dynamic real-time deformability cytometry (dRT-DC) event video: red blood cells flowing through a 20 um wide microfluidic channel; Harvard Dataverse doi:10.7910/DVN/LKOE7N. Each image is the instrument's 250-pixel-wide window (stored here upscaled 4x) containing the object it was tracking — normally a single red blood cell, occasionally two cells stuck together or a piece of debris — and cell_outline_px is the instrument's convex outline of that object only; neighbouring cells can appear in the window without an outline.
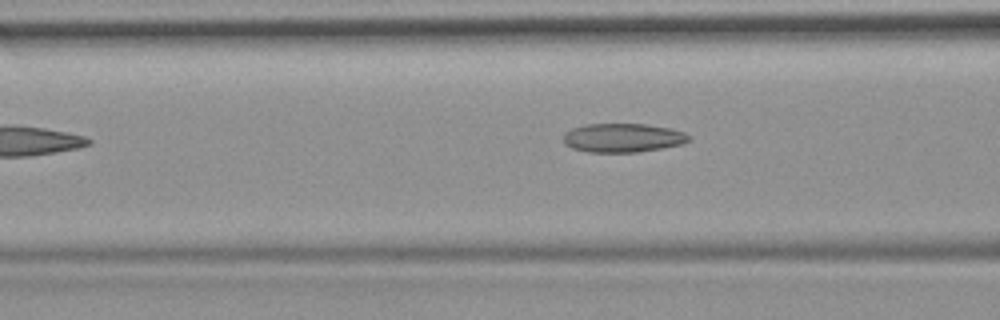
{"species": "common noctule bat (a hibernating species)", "species_latin": "Nyctalus noctula", "temperature_condition": "room temperature", "stored_images_in_passage": 8, "camera_frame_rate_fps": 3000, "um_per_image_px": 0.085, "animal": {"sex": "female", "body_mass_g": 19.9}, "frame": {"image": 1, "passage_image": 5, "time_ms": 1.333, "image_size_px": [1000, 320], "cell_outline_px": [[692, 140], [684, 144], [664, 148], [636, 152], [588, 152], [572, 148], [564, 144], [564, 132], [572, 128], [584, 124], [644, 124], [672, 128], [684, 132], [692, 136]], "centroid_in_image_um": [52.99, 11.71], "position_along_channel_um": 113.6, "area_um2": 21.44}}